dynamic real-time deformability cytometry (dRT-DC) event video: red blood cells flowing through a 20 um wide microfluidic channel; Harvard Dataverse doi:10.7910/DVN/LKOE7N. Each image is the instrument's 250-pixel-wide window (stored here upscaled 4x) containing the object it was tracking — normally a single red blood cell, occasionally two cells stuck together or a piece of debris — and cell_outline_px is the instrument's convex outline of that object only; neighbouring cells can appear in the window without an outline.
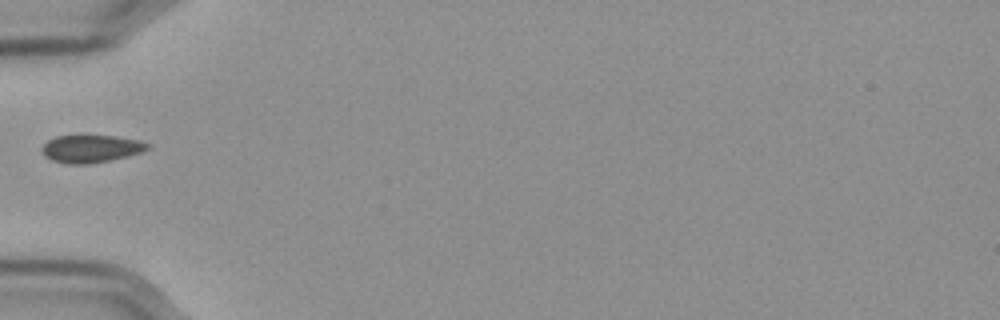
{"species": "Egyptian fruit bat (a non-hibernating species)", "species_latin": "Rousettus aegyptiacus", "temperature_condition": "cold", "stored_images_in_passage": 38, "camera_frame_rate_fps": 3000, "um_per_image_px": 0.085, "frame": {"image": 1, "passage_image": 1, "time_ms": 0.0, "image_size_px": [1000, 320], "cell_outline_px": [[148, 148], [144, 152], [112, 160], [88, 164], [68, 164], [52, 160], [44, 156], [40, 152], [40, 148], [48, 140], [56, 136], [116, 136], [140, 140], [148, 144]], "centroid_in_image_um": [7.72, 12.65], "position_along_channel_um": 77.3, "area_um2": 17.11}}
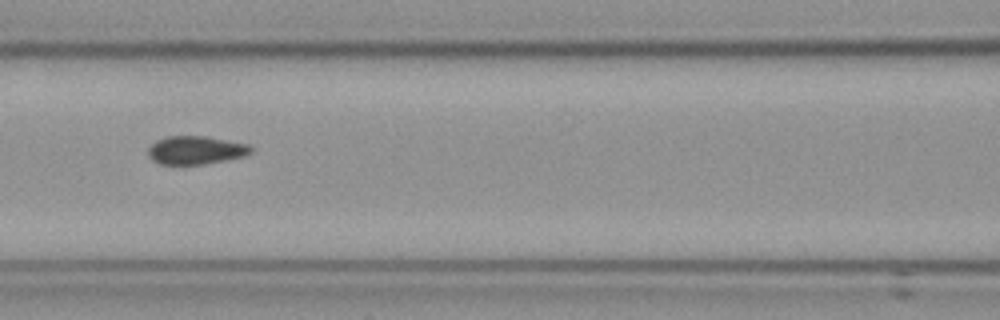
{"frame": {"image": 2, "passage_image": 7, "time_ms": 2.0, "image_size_px": [1000, 320], "cell_outline_px": [[252, 152], [244, 156], [200, 164], [160, 164], [152, 160], [148, 156], [148, 148], [156, 140], [168, 136], [208, 136], [248, 144], [252, 148]], "centroid_in_image_um": [16.61, 12.75], "position_along_channel_um": 150.0, "area_um2": 16.82}}
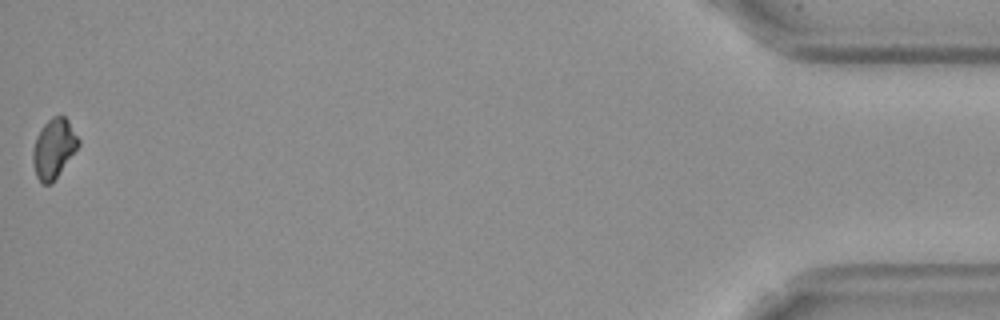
{"frame": {"image": 3, "passage_image": 38, "time_ms": 12.333, "image_size_px": [1000, 320], "cell_outline_px": [[80, 144], [52, 184], [40, 184], [36, 176], [32, 160], [32, 152], [36, 136], [44, 124], [52, 116], [64, 116], [68, 120], [80, 140]], "centroid_in_image_um": [4.56, 12.64], "position_along_channel_um": 430.6, "area_um2": 15.84}}